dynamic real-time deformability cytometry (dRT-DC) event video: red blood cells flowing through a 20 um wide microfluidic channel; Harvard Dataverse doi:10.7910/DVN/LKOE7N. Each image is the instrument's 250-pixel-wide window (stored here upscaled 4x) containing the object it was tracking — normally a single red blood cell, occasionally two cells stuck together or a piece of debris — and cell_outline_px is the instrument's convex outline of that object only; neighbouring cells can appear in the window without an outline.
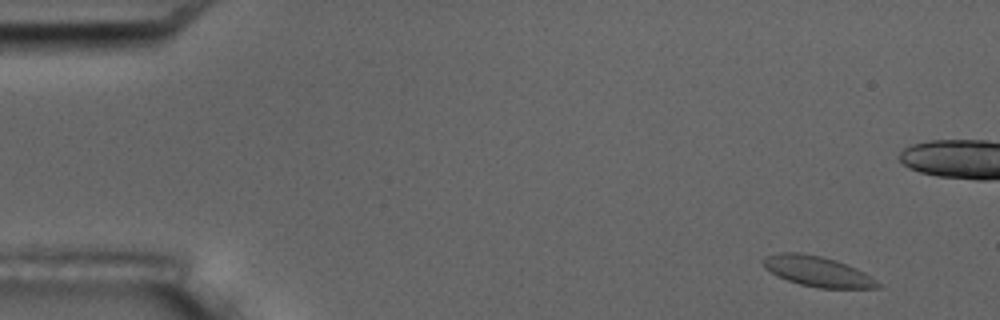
{"species": "common noctule bat (a hibernating species)", "species_latin": "Nyctalus noctula", "temperature_condition": "room temperature", "stored_images_in_passage": 3, "camera_frame_rate_fps": 3000, "um_per_image_px": 0.085, "animal": {"sex": "male", "body_mass_g": 17.5, "forearm_length_mm": 52.3}, "frame": {"image": 1, "passage_image": 1, "time_ms": 0.0, "image_size_px": [1000, 320], "cell_outline_px": [[884, 284], [880, 288], [816, 288], [800, 284], [776, 276], [764, 268], [764, 256], [776, 252], [800, 252], [820, 256], [836, 260], [848, 264], [864, 272]], "centroid_in_image_um": [69.51, 23.07], "position_along_channel_um": 15.5, "area_um2": 20.52}}